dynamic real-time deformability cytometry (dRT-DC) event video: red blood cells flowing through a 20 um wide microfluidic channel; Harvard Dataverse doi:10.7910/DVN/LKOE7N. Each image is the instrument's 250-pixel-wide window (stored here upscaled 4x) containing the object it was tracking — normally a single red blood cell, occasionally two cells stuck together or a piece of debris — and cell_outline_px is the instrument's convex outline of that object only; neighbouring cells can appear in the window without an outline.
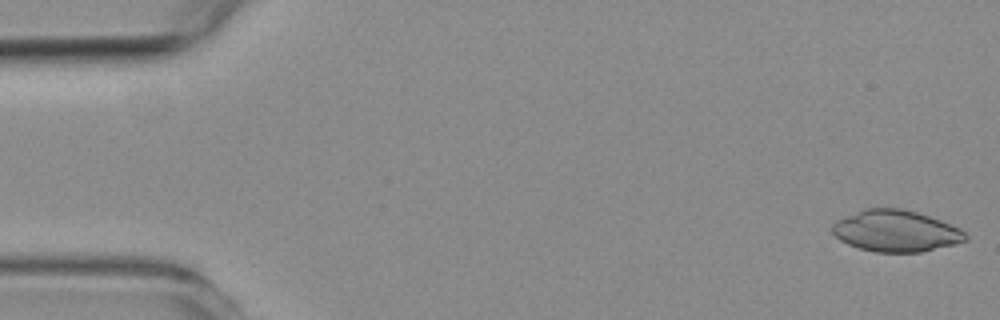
{"species": "common noctule bat (a hibernating species)", "species_latin": "Nyctalus noctula", "temperature_condition": "room temperature", "stored_images_in_passage": 54, "camera_frame_rate_fps": 3000, "um_per_image_px": 0.085, "animal": {"sex": "female", "body_mass_g": 19.3, "forearm_length_mm": 54.1}, "frame": {"image": 1, "passage_image": 1, "time_ms": 0.0, "image_size_px": [1000, 320], "cell_outline_px": [[968, 240], [920, 252], [876, 252], [860, 248], [848, 244], [840, 240], [832, 232], [832, 224], [836, 220], [864, 208], [900, 208], [916, 212], [940, 220], [960, 228], [968, 236]], "centroid_in_image_um": [76.12, 19.63], "position_along_channel_um": 8.9, "area_um2": 31.96}}